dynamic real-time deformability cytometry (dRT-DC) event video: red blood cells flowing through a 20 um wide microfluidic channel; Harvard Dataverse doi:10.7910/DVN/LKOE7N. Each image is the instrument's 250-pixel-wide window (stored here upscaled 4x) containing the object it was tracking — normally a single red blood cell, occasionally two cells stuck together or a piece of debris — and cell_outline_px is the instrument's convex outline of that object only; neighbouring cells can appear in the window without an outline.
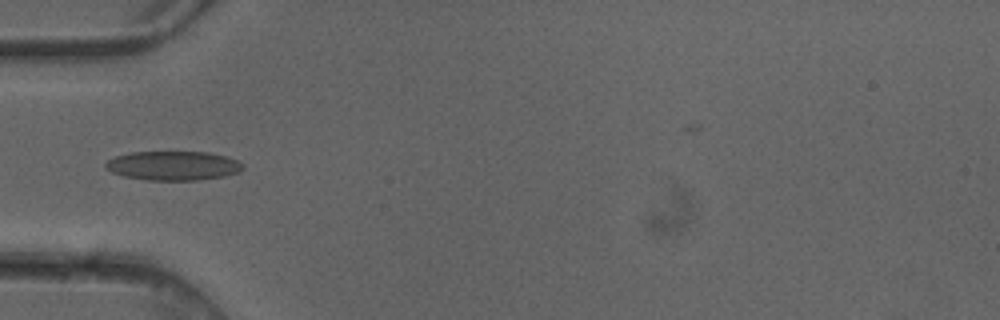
{"species": "common noctule bat (a hibernating species)", "species_latin": "Nyctalus noctula", "temperature_condition": "cold", "stored_images_in_passage": 6, "camera_frame_rate_fps": 3000, "um_per_image_px": 0.085, "animal": {"sex": "female"}, "frame": {"image": 1, "passage_image": 5, "time_ms": 1.333, "image_size_px": [1000, 320], "cell_outline_px": [[244, 168], [240, 172], [224, 176], [200, 180], [148, 180], [124, 176], [112, 172], [104, 168], [104, 164], [108, 160], [116, 156], [132, 152], [208, 152], [228, 156], [244, 164]], "centroid_in_image_um": [14.75, 14.08], "position_along_channel_um": 70.3, "area_um2": 23.47}}
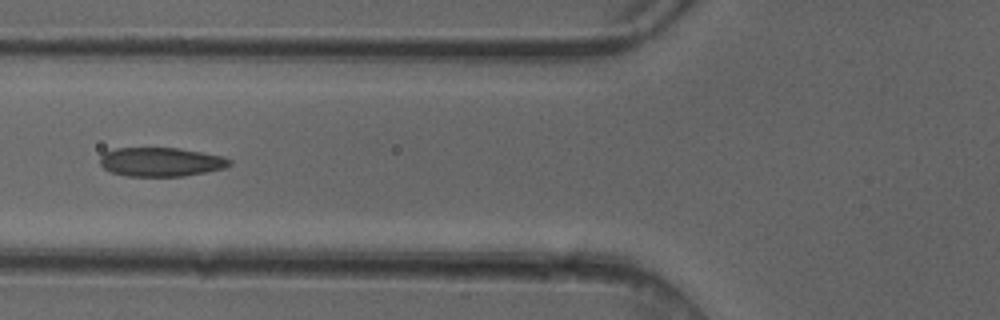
{"frame": {"image": 2, "passage_image": 6, "time_ms": 1.667, "image_size_px": [1000, 320], "cell_outline_px": [[232, 164], [224, 168], [184, 176], [128, 176], [112, 172], [104, 168], [100, 164], [100, 156], [104, 152], [116, 148], [180, 148], [224, 156], [232, 160]], "centroid_in_image_um": [13.69, 13.75], "position_along_channel_um": 112.1, "area_um2": 21.91}}